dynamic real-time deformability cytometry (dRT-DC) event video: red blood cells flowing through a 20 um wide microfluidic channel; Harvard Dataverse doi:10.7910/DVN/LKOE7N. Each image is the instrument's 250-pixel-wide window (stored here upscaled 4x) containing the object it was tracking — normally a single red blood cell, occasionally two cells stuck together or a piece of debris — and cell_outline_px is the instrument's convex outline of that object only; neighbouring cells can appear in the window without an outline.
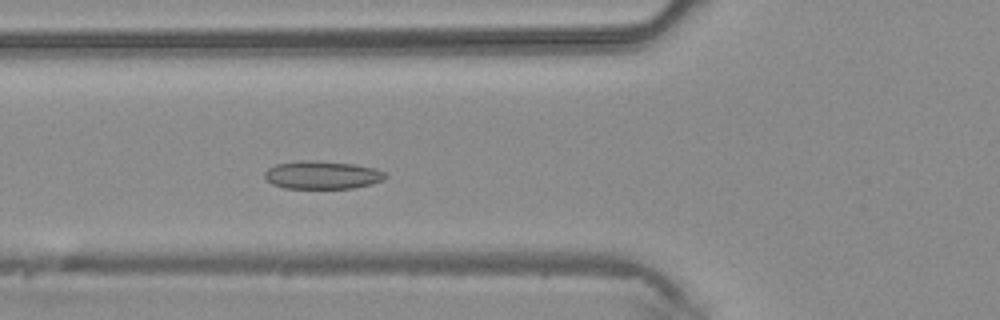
{"species": "common noctule bat (a hibernating species)", "species_latin": "Nyctalus noctula", "temperature_condition": "warm", "stored_images_in_passage": 44, "camera_frame_rate_fps": 3000, "um_per_image_px": 0.085, "animal": {"sex": "male", "body_mass_g": 20.4}, "frame": {"image": 1, "passage_image": 15, "time_ms": 4.667, "image_size_px": [1000, 320], "cell_outline_px": [[388, 176], [384, 180], [372, 184], [352, 188], [284, 188], [272, 184], [264, 176], [264, 172], [268, 168], [276, 164], [300, 160], [316, 160], [352, 164], [376, 168], [384, 172]], "centroid_in_image_um": [27.4, 14.87], "position_along_channel_um": 98.4, "area_um2": 19.83}}
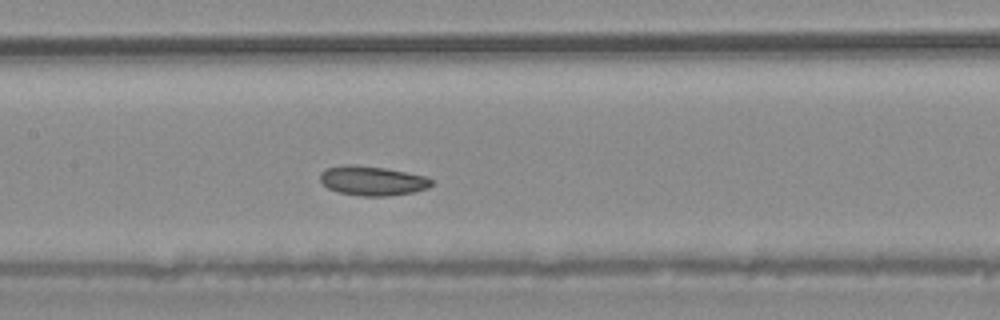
{"frame": {"image": 2, "passage_image": 20, "time_ms": 6.333, "image_size_px": [1000, 320], "cell_outline_px": [[432, 184], [428, 188], [412, 192], [384, 196], [360, 196], [340, 192], [328, 188], [320, 180], [320, 172], [324, 168], [344, 164], [352, 164], [384, 168], [424, 176], [432, 180]], "centroid_in_image_um": [31.59, 15.35], "position_along_channel_um": 175.8, "area_um2": 18.96}}
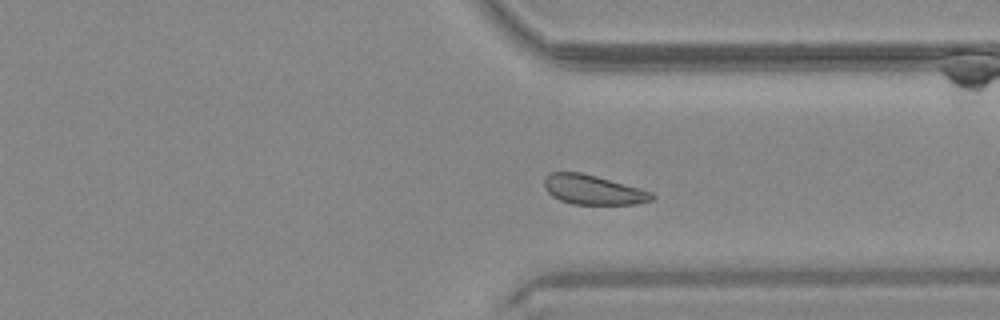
{"frame": {"image": 3, "passage_image": 32, "time_ms": 10.333, "image_size_px": [1000, 320], "cell_outline_px": [[656, 196], [652, 200], [636, 204], [572, 204], [560, 200], [552, 196], [544, 188], [544, 180], [548, 172], [580, 172], [596, 176], [640, 188], [652, 192]], "centroid_in_image_um": [50.4, 16.13], "position_along_channel_um": 361.0, "area_um2": 18.55}}